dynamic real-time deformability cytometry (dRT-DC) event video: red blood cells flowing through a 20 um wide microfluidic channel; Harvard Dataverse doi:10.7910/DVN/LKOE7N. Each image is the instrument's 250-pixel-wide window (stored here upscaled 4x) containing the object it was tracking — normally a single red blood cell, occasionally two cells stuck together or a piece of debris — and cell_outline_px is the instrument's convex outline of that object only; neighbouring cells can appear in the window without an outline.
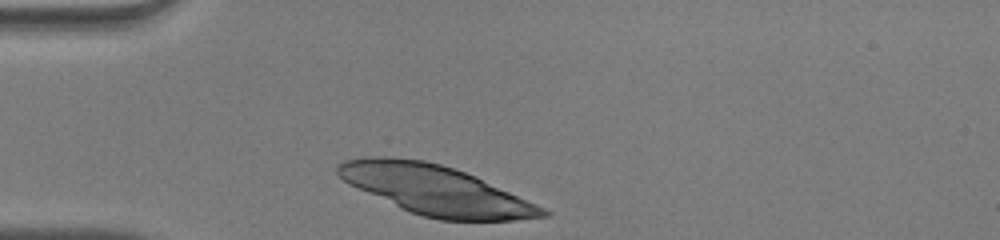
{"species": "human", "species_latin": "Homo sapiens", "temperature_condition": "warm", "stored_images_in_passage": 28, "camera_frame_rate_fps": 3000, "um_per_image_px": 0.085, "donor": {"sex": "male"}, "frame": {"image": 1, "passage_image": 1, "time_ms": 0.0, "image_size_px": [1000, 240], "cell_outline_px": [[552, 212], [548, 216], [516, 220], [440, 220], [424, 216], [412, 212], [348, 184], [336, 172], [336, 164], [344, 160], [368, 156], [392, 156], [424, 160], [440, 164], [476, 176], [536, 204]], "centroid_in_image_um": [37.01, 16.14], "position_along_channel_um": 48.0, "area_um2": 58.44}}